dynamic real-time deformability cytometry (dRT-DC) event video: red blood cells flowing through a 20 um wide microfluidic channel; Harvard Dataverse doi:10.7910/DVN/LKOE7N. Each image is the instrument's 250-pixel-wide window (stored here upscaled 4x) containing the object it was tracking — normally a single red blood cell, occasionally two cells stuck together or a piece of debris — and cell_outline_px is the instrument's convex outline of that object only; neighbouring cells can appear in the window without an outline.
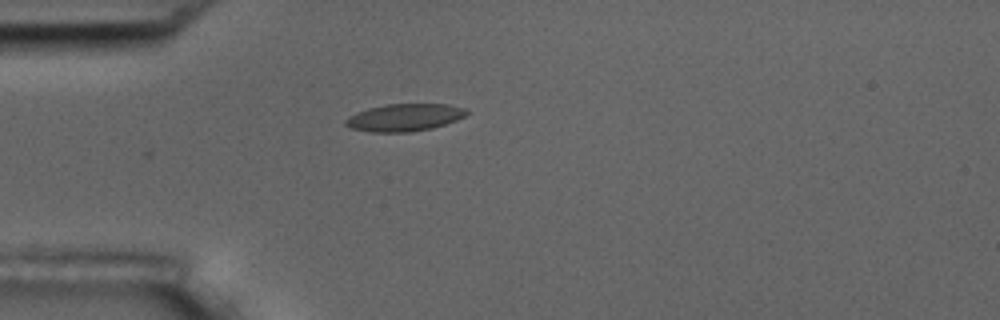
{"species": "common noctule bat (a hibernating species)", "species_latin": "Nyctalus noctula", "temperature_condition": "room temperature", "stored_images_in_passage": 4, "camera_frame_rate_fps": 3000, "um_per_image_px": 0.085, "animal": {"sex": "male", "body_mass_g": 17.5, "forearm_length_mm": 52.3}, "frame": {"image": 1, "passage_image": 4, "time_ms": 1.0, "image_size_px": [1000, 320], "cell_outline_px": [[468, 112], [464, 116], [456, 120], [432, 128], [408, 132], [372, 132], [352, 128], [344, 124], [344, 120], [348, 116], [356, 112], [368, 108], [384, 104], [448, 104], [468, 108]], "centroid_in_image_um": [34.37, 9.97], "position_along_channel_um": 50.6, "area_um2": 19.36}}